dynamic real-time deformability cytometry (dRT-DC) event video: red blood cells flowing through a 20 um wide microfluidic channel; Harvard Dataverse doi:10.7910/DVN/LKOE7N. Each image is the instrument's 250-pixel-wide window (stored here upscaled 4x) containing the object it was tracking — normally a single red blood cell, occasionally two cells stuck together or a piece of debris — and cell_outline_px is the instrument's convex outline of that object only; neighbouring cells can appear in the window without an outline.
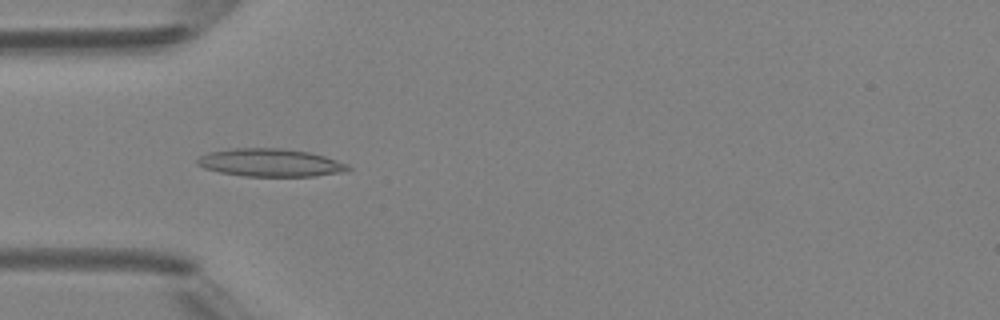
{"species": "Egyptian fruit bat (a non-hibernating species)", "species_latin": "Rousettus aegyptiacus", "temperature_condition": "room temperature", "stored_images_in_passage": 6, "camera_frame_rate_fps": 3000, "um_per_image_px": 0.085, "animal": {"sex": "female"}, "frame": {"image": 1, "passage_image": 4, "time_ms": 4.333, "image_size_px": [1000, 320], "cell_outline_px": [[352, 168], [344, 172], [312, 176], [244, 176], [220, 172], [204, 168], [196, 164], [196, 160], [200, 156], [212, 152], [232, 148], [284, 148], [312, 152], [348, 164]], "centroid_in_image_um": [23.0, 13.82], "position_along_channel_um": 62.0, "area_um2": 24.51}}
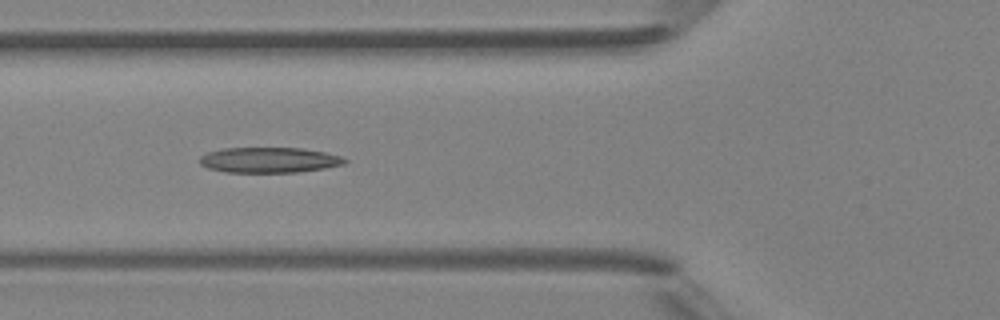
{"frame": {"image": 2, "passage_image": 5, "time_ms": 5.333, "image_size_px": [1000, 320], "cell_outline_px": [[348, 160], [344, 164], [324, 168], [296, 172], [224, 172], [208, 168], [200, 164], [200, 156], [208, 152], [224, 148], [300, 148], [324, 152], [340, 156]], "centroid_in_image_um": [22.85, 13.6], "position_along_channel_um": 102.9, "area_um2": 21.33}}
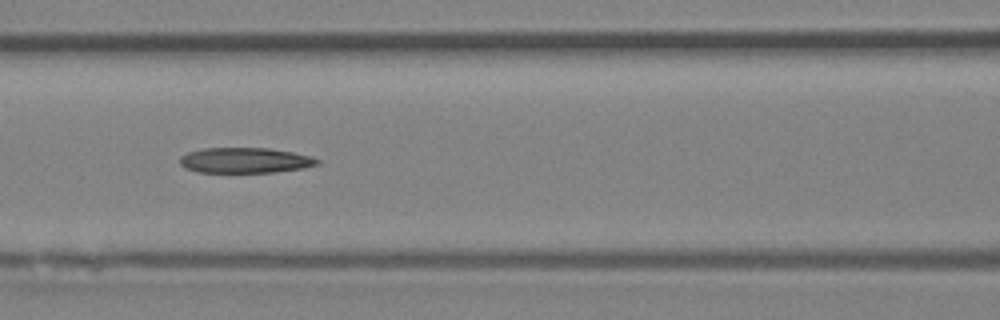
{"frame": {"image": 3, "passage_image": 6, "time_ms": 6.333, "image_size_px": [1000, 320], "cell_outline_px": [[320, 164], [304, 168], [272, 172], [196, 172], [184, 168], [180, 164], [180, 156], [188, 152], [204, 148], [268, 148], [292, 152], [312, 156], [320, 160]], "centroid_in_image_um": [20.83, 13.63], "position_along_channel_um": 145.8, "area_um2": 20.4}}